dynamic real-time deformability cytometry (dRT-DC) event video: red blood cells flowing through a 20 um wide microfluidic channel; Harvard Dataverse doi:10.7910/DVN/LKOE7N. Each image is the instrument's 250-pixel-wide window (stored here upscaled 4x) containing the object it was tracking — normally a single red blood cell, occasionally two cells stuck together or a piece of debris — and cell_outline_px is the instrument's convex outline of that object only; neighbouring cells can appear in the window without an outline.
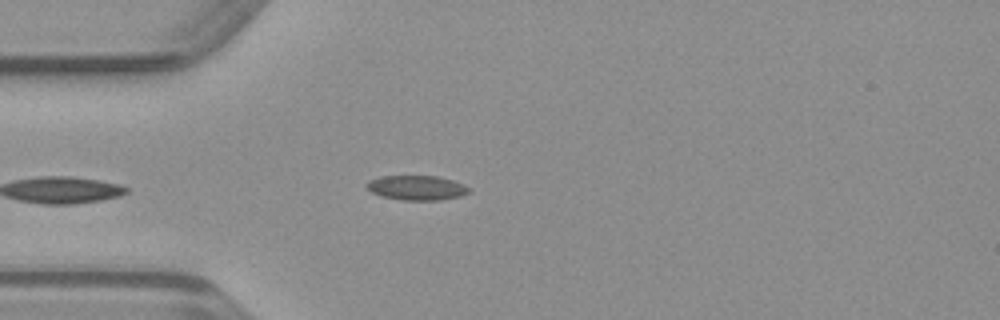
{"species": "common noctule bat (a hibernating species)", "species_latin": "Nyctalus noctula", "temperature_condition": "warm", "stored_images_in_passage": 36, "camera_frame_rate_fps": 3000, "um_per_image_px": 0.085, "animal": {"sex": "male", "body_mass_g": 23.1, "forearm_length_mm": 52.7}, "frame": {"image": 1, "passage_image": 2, "time_ms": 0.333, "image_size_px": [1000, 320], "cell_outline_px": [[472, 192], [460, 196], [440, 200], [404, 200], [380, 196], [372, 192], [364, 184], [368, 180], [384, 176], [436, 176], [452, 180], [464, 184]], "centroid_in_image_um": [35.42, 15.96], "position_along_channel_um": 49.6, "area_um2": 14.68}}
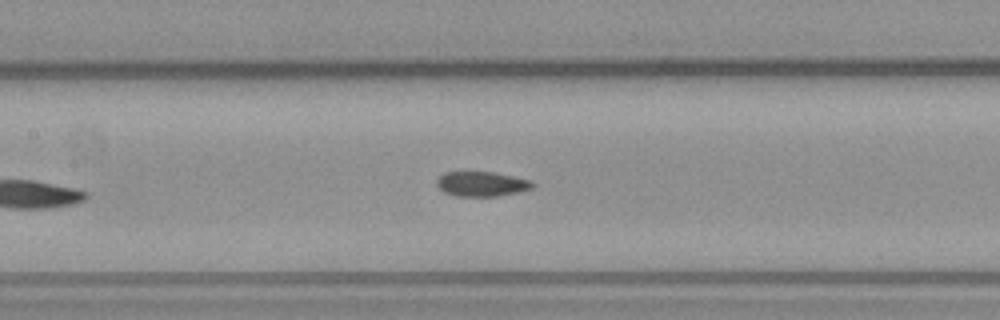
{"frame": {"image": 2, "passage_image": 11, "time_ms": 3.333, "image_size_px": [1000, 320], "cell_outline_px": [[536, 184], [532, 188], [520, 192], [496, 196], [456, 196], [444, 192], [436, 184], [436, 180], [444, 172], [492, 172], [532, 180]], "centroid_in_image_um": [40.96, 15.64], "position_along_channel_um": 166.4, "area_um2": 13.87}}
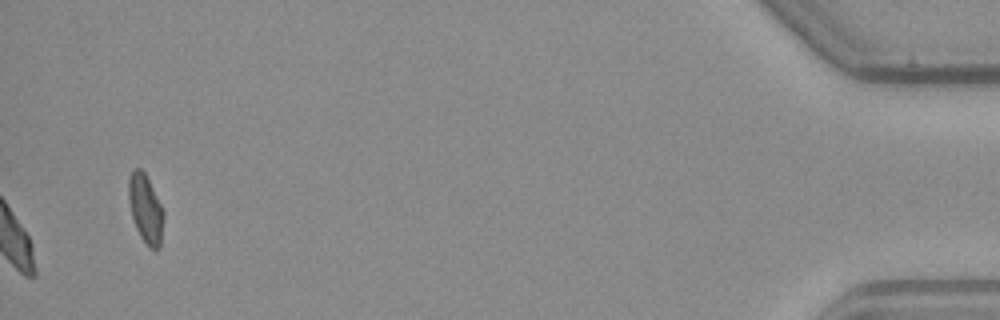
{"frame": {"image": 3, "passage_image": 36, "time_ms": 11.667, "image_size_px": [1000, 320], "cell_outline_px": [[164, 216], [160, 248], [156, 252], [148, 248], [140, 236], [136, 228], [132, 216], [128, 200], [128, 176], [132, 168], [140, 168], [144, 172], [164, 212]], "centroid_in_image_um": [12.36, 17.79], "position_along_channel_um": 422.8, "area_um2": 14.16}}